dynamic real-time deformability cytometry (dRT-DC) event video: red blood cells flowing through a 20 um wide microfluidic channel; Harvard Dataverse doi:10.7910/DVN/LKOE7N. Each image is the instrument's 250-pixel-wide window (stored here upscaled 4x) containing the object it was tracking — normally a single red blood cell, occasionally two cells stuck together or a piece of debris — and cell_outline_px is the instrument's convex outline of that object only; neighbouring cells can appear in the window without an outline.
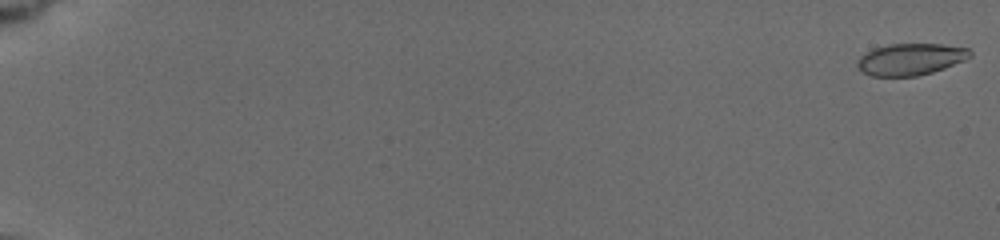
{"species": "common noctule bat (a hibernating species)", "species_latin": "Nyctalus noctula", "temperature_condition": "cold", "stored_images_in_passage": 20, "camera_frame_rate_fps": 3000, "um_per_image_px": 0.085, "animal": {"sex": "female", "body_mass_g": 19.5, "forearm_length_mm": 54.1}, "frame": {"image": 1, "passage_image": 1, "time_ms": 0.0, "image_size_px": [1000, 240], "cell_outline_px": [[972, 56], [964, 60], [944, 68], [932, 72], [916, 76], [872, 76], [864, 72], [856, 64], [856, 60], [860, 56], [872, 48], [888, 44], [944, 44], [968, 48], [972, 52]], "centroid_in_image_um": [77.39, 5.02], "position_along_channel_um": 7.6, "area_um2": 20.87}}
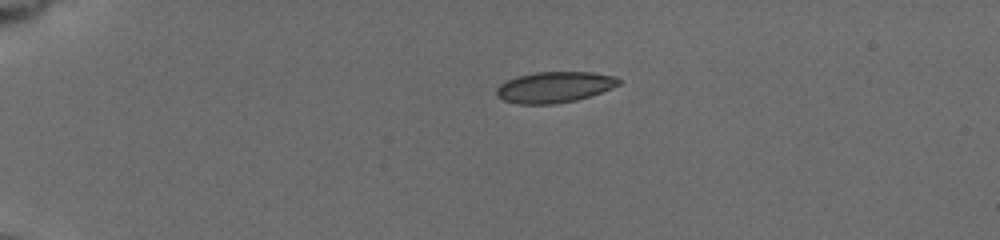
{"frame": {"image": 2, "passage_image": 12, "time_ms": 4.667, "image_size_px": [1000, 240], "cell_outline_px": [[620, 84], [600, 92], [576, 100], [556, 104], [520, 104], [504, 100], [496, 96], [496, 88], [500, 84], [516, 76], [536, 72], [592, 72], [616, 76], [620, 80]], "centroid_in_image_um": [47.1, 7.4], "position_along_channel_um": 37.9, "area_um2": 21.96}}
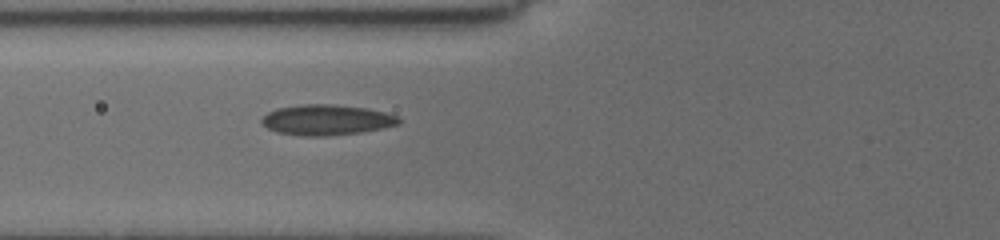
{"frame": {"image": 3, "passage_image": 20, "time_ms": 8.0, "image_size_px": [1000, 240], "cell_outline_px": [[400, 124], [384, 128], [360, 132], [324, 136], [300, 136], [276, 132], [268, 128], [260, 120], [268, 112], [276, 108], [304, 104], [332, 104], [368, 108], [384, 112], [396, 116], [400, 120]], "centroid_in_image_um": [27.75, 10.19], "position_along_channel_um": 98.1, "area_um2": 24.33}}